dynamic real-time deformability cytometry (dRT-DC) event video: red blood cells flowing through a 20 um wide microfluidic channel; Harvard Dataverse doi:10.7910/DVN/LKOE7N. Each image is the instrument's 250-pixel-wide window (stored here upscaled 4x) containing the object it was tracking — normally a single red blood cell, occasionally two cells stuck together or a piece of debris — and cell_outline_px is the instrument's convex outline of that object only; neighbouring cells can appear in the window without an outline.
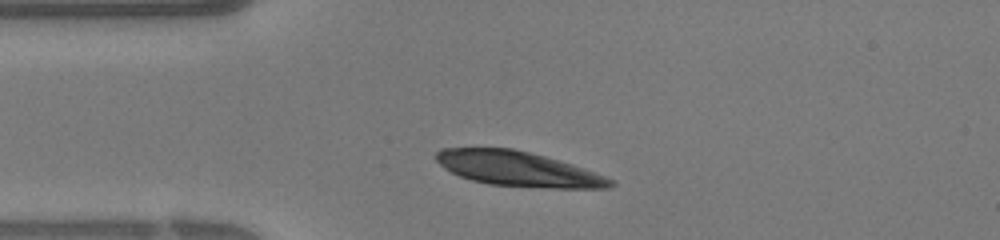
{"species": "human", "species_latin": "Homo sapiens", "temperature_condition": "warm", "stored_images_in_passage": 34, "camera_frame_rate_fps": 3000, "um_per_image_px": 0.085, "donor": {"sex": "female"}, "frame": {"image": 1, "passage_image": 4, "time_ms": 1.0, "image_size_px": [1000, 240], "cell_outline_px": [[616, 184], [608, 188], [548, 188], [488, 184], [472, 180], [460, 176], [444, 168], [436, 160], [436, 152], [440, 148], [512, 148], [560, 160], [584, 168], [616, 180]], "centroid_in_image_um": [44.07, 14.36], "position_along_channel_um": 40.9, "area_um2": 35.32}}
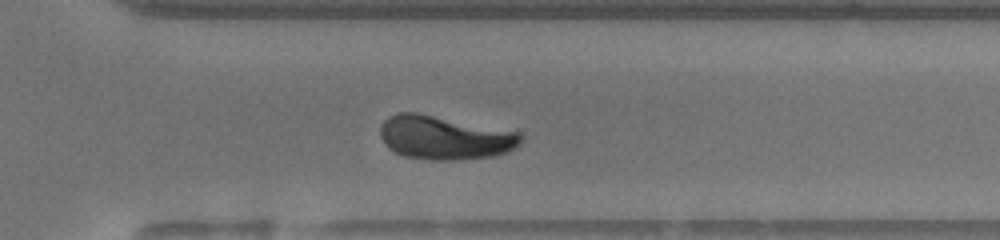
{"frame": {"image": 2, "passage_image": 22, "time_ms": 7.0, "image_size_px": [1000, 240], "cell_outline_px": [[524, 140], [520, 144], [496, 156], [460, 160], [432, 160], [404, 156], [392, 152], [388, 148], [380, 136], [380, 124], [388, 116], [400, 112], [416, 112], [520, 132], [524, 136]], "centroid_in_image_um": [37.78, 11.7], "position_along_channel_um": 332.8, "area_um2": 36.13}}
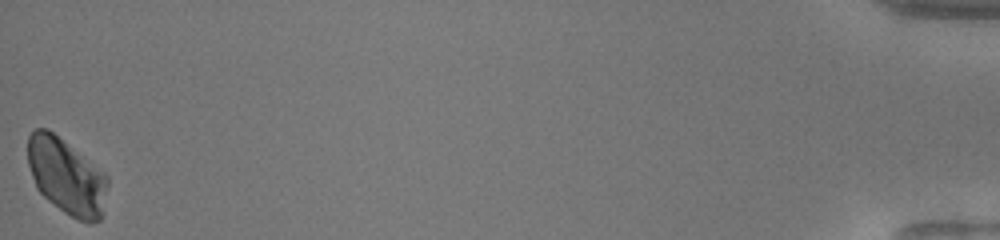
{"frame": {"image": 3, "passage_image": 34, "time_ms": 11.0, "image_size_px": [1000, 240], "cell_outline_px": [[108, 184], [104, 212], [100, 220], [92, 224], [88, 224], [64, 212], [48, 200], [36, 188], [28, 164], [28, 136], [36, 128], [48, 128], [104, 172], [108, 176]], "centroid_in_image_um": [5.67, 15.01], "position_along_channel_um": 429.5, "area_um2": 35.43}}